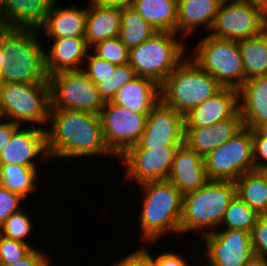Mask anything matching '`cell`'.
Listing matches in <instances>:
<instances>
[{"instance_id":"obj_1","label":"cell","mask_w":267,"mask_h":266,"mask_svg":"<svg viewBox=\"0 0 267 266\" xmlns=\"http://www.w3.org/2000/svg\"><path fill=\"white\" fill-rule=\"evenodd\" d=\"M48 121L52 125L45 128L50 159H78L102 155L117 160L105 144L100 115L50 109Z\"/></svg>"},{"instance_id":"obj_2","label":"cell","mask_w":267,"mask_h":266,"mask_svg":"<svg viewBox=\"0 0 267 266\" xmlns=\"http://www.w3.org/2000/svg\"><path fill=\"white\" fill-rule=\"evenodd\" d=\"M41 32L34 28L0 26V42L7 63L0 71V83L48 82L45 71V46L39 40ZM40 35V36H39Z\"/></svg>"},{"instance_id":"obj_3","label":"cell","mask_w":267,"mask_h":266,"mask_svg":"<svg viewBox=\"0 0 267 266\" xmlns=\"http://www.w3.org/2000/svg\"><path fill=\"white\" fill-rule=\"evenodd\" d=\"M143 191L140 213V241L157 243L166 233L180 234L183 195L169 181L138 185Z\"/></svg>"},{"instance_id":"obj_4","label":"cell","mask_w":267,"mask_h":266,"mask_svg":"<svg viewBox=\"0 0 267 266\" xmlns=\"http://www.w3.org/2000/svg\"><path fill=\"white\" fill-rule=\"evenodd\" d=\"M235 196L234 181L218 180H209L198 190L183 195L180 234L192 230L202 232V236L215 232Z\"/></svg>"},{"instance_id":"obj_5","label":"cell","mask_w":267,"mask_h":266,"mask_svg":"<svg viewBox=\"0 0 267 266\" xmlns=\"http://www.w3.org/2000/svg\"><path fill=\"white\" fill-rule=\"evenodd\" d=\"M223 87L189 56L160 85V100L182 115Z\"/></svg>"},{"instance_id":"obj_6","label":"cell","mask_w":267,"mask_h":266,"mask_svg":"<svg viewBox=\"0 0 267 266\" xmlns=\"http://www.w3.org/2000/svg\"><path fill=\"white\" fill-rule=\"evenodd\" d=\"M178 35L157 31L139 46L131 48L129 64L136 75L161 85L186 57V44Z\"/></svg>"},{"instance_id":"obj_7","label":"cell","mask_w":267,"mask_h":266,"mask_svg":"<svg viewBox=\"0 0 267 266\" xmlns=\"http://www.w3.org/2000/svg\"><path fill=\"white\" fill-rule=\"evenodd\" d=\"M49 110L48 82L0 83V118L9 119L23 127L29 124V127L45 129L44 126L39 125L48 122Z\"/></svg>"},{"instance_id":"obj_8","label":"cell","mask_w":267,"mask_h":266,"mask_svg":"<svg viewBox=\"0 0 267 266\" xmlns=\"http://www.w3.org/2000/svg\"><path fill=\"white\" fill-rule=\"evenodd\" d=\"M194 54L189 56L222 87L239 89L245 82V71L237 41L203 36Z\"/></svg>"},{"instance_id":"obj_9","label":"cell","mask_w":267,"mask_h":266,"mask_svg":"<svg viewBox=\"0 0 267 266\" xmlns=\"http://www.w3.org/2000/svg\"><path fill=\"white\" fill-rule=\"evenodd\" d=\"M50 109L75 110L96 115L105 102L96 84L82 71H63L48 76Z\"/></svg>"},{"instance_id":"obj_10","label":"cell","mask_w":267,"mask_h":266,"mask_svg":"<svg viewBox=\"0 0 267 266\" xmlns=\"http://www.w3.org/2000/svg\"><path fill=\"white\" fill-rule=\"evenodd\" d=\"M209 180L235 181L255 170L252 129L243 127L234 137L204 156Z\"/></svg>"},{"instance_id":"obj_11","label":"cell","mask_w":267,"mask_h":266,"mask_svg":"<svg viewBox=\"0 0 267 266\" xmlns=\"http://www.w3.org/2000/svg\"><path fill=\"white\" fill-rule=\"evenodd\" d=\"M267 29V15L246 1L222 2L209 35L233 41L255 37Z\"/></svg>"},{"instance_id":"obj_12","label":"cell","mask_w":267,"mask_h":266,"mask_svg":"<svg viewBox=\"0 0 267 266\" xmlns=\"http://www.w3.org/2000/svg\"><path fill=\"white\" fill-rule=\"evenodd\" d=\"M149 113H135L129 109L105 102L100 119L102 133L108 150L118 159L128 148L139 141Z\"/></svg>"},{"instance_id":"obj_13","label":"cell","mask_w":267,"mask_h":266,"mask_svg":"<svg viewBox=\"0 0 267 266\" xmlns=\"http://www.w3.org/2000/svg\"><path fill=\"white\" fill-rule=\"evenodd\" d=\"M181 145L127 149L118 159L125 164V178L140 185L147 182L165 181L173 160Z\"/></svg>"},{"instance_id":"obj_14","label":"cell","mask_w":267,"mask_h":266,"mask_svg":"<svg viewBox=\"0 0 267 266\" xmlns=\"http://www.w3.org/2000/svg\"><path fill=\"white\" fill-rule=\"evenodd\" d=\"M207 266H243L253 255L251 233L238 229H217L203 235Z\"/></svg>"},{"instance_id":"obj_15","label":"cell","mask_w":267,"mask_h":266,"mask_svg":"<svg viewBox=\"0 0 267 266\" xmlns=\"http://www.w3.org/2000/svg\"><path fill=\"white\" fill-rule=\"evenodd\" d=\"M184 132V115L160 100L148 114L146 127L139 141L128 149L183 145Z\"/></svg>"},{"instance_id":"obj_16","label":"cell","mask_w":267,"mask_h":266,"mask_svg":"<svg viewBox=\"0 0 267 266\" xmlns=\"http://www.w3.org/2000/svg\"><path fill=\"white\" fill-rule=\"evenodd\" d=\"M49 160L46 147V131L39 127H20L3 148L0 155V165H23L37 168L35 161Z\"/></svg>"},{"instance_id":"obj_17","label":"cell","mask_w":267,"mask_h":266,"mask_svg":"<svg viewBox=\"0 0 267 266\" xmlns=\"http://www.w3.org/2000/svg\"><path fill=\"white\" fill-rule=\"evenodd\" d=\"M239 112V92L223 87L218 93L184 115L185 128L213 126Z\"/></svg>"},{"instance_id":"obj_18","label":"cell","mask_w":267,"mask_h":266,"mask_svg":"<svg viewBox=\"0 0 267 266\" xmlns=\"http://www.w3.org/2000/svg\"><path fill=\"white\" fill-rule=\"evenodd\" d=\"M167 181L182 195L198 190L209 181L204 157L185 144L181 145L176 152Z\"/></svg>"},{"instance_id":"obj_19","label":"cell","mask_w":267,"mask_h":266,"mask_svg":"<svg viewBox=\"0 0 267 266\" xmlns=\"http://www.w3.org/2000/svg\"><path fill=\"white\" fill-rule=\"evenodd\" d=\"M55 0L50 7L43 25L39 28L40 32H45L50 39H62L68 37L85 38L87 7L76 5L69 7L58 6Z\"/></svg>"},{"instance_id":"obj_20","label":"cell","mask_w":267,"mask_h":266,"mask_svg":"<svg viewBox=\"0 0 267 266\" xmlns=\"http://www.w3.org/2000/svg\"><path fill=\"white\" fill-rule=\"evenodd\" d=\"M51 43L50 48L44 49L47 76L63 71L82 70L87 54L91 50L85 38L52 39Z\"/></svg>"},{"instance_id":"obj_21","label":"cell","mask_w":267,"mask_h":266,"mask_svg":"<svg viewBox=\"0 0 267 266\" xmlns=\"http://www.w3.org/2000/svg\"><path fill=\"white\" fill-rule=\"evenodd\" d=\"M55 0H0V26L39 29Z\"/></svg>"},{"instance_id":"obj_22","label":"cell","mask_w":267,"mask_h":266,"mask_svg":"<svg viewBox=\"0 0 267 266\" xmlns=\"http://www.w3.org/2000/svg\"><path fill=\"white\" fill-rule=\"evenodd\" d=\"M238 92L244 126L256 130L267 122V75L246 80Z\"/></svg>"},{"instance_id":"obj_23","label":"cell","mask_w":267,"mask_h":266,"mask_svg":"<svg viewBox=\"0 0 267 266\" xmlns=\"http://www.w3.org/2000/svg\"><path fill=\"white\" fill-rule=\"evenodd\" d=\"M221 3L220 0H178L176 34L187 38L198 28L210 31Z\"/></svg>"},{"instance_id":"obj_24","label":"cell","mask_w":267,"mask_h":266,"mask_svg":"<svg viewBox=\"0 0 267 266\" xmlns=\"http://www.w3.org/2000/svg\"><path fill=\"white\" fill-rule=\"evenodd\" d=\"M160 101V85L155 81L137 76L117 91L114 104L135 113H150Z\"/></svg>"},{"instance_id":"obj_25","label":"cell","mask_w":267,"mask_h":266,"mask_svg":"<svg viewBox=\"0 0 267 266\" xmlns=\"http://www.w3.org/2000/svg\"><path fill=\"white\" fill-rule=\"evenodd\" d=\"M85 39L91 48L95 43L118 37L121 25V9L101 6L88 1Z\"/></svg>"},{"instance_id":"obj_26","label":"cell","mask_w":267,"mask_h":266,"mask_svg":"<svg viewBox=\"0 0 267 266\" xmlns=\"http://www.w3.org/2000/svg\"><path fill=\"white\" fill-rule=\"evenodd\" d=\"M132 7L156 31L176 33L178 0H134Z\"/></svg>"},{"instance_id":"obj_27","label":"cell","mask_w":267,"mask_h":266,"mask_svg":"<svg viewBox=\"0 0 267 266\" xmlns=\"http://www.w3.org/2000/svg\"><path fill=\"white\" fill-rule=\"evenodd\" d=\"M234 183L239 199L259 214H267V176L263 170L246 172Z\"/></svg>"},{"instance_id":"obj_28","label":"cell","mask_w":267,"mask_h":266,"mask_svg":"<svg viewBox=\"0 0 267 266\" xmlns=\"http://www.w3.org/2000/svg\"><path fill=\"white\" fill-rule=\"evenodd\" d=\"M245 81L254 77L267 75V29L261 34L238 41Z\"/></svg>"},{"instance_id":"obj_29","label":"cell","mask_w":267,"mask_h":266,"mask_svg":"<svg viewBox=\"0 0 267 266\" xmlns=\"http://www.w3.org/2000/svg\"><path fill=\"white\" fill-rule=\"evenodd\" d=\"M37 168L25 167L23 165H0V185L21 195L27 199L28 195L34 193L38 188Z\"/></svg>"},{"instance_id":"obj_30","label":"cell","mask_w":267,"mask_h":266,"mask_svg":"<svg viewBox=\"0 0 267 266\" xmlns=\"http://www.w3.org/2000/svg\"><path fill=\"white\" fill-rule=\"evenodd\" d=\"M156 32L133 7L121 9V25L118 37L129 50L139 46Z\"/></svg>"},{"instance_id":"obj_31","label":"cell","mask_w":267,"mask_h":266,"mask_svg":"<svg viewBox=\"0 0 267 266\" xmlns=\"http://www.w3.org/2000/svg\"><path fill=\"white\" fill-rule=\"evenodd\" d=\"M259 216L260 214L257 211L235 196L228 205L218 229H238L251 233Z\"/></svg>"},{"instance_id":"obj_32","label":"cell","mask_w":267,"mask_h":266,"mask_svg":"<svg viewBox=\"0 0 267 266\" xmlns=\"http://www.w3.org/2000/svg\"><path fill=\"white\" fill-rule=\"evenodd\" d=\"M31 221L30 214L21 208L19 211L11 214L0 226V235L8 239L30 244L27 237L33 232V222Z\"/></svg>"},{"instance_id":"obj_33","label":"cell","mask_w":267,"mask_h":266,"mask_svg":"<svg viewBox=\"0 0 267 266\" xmlns=\"http://www.w3.org/2000/svg\"><path fill=\"white\" fill-rule=\"evenodd\" d=\"M137 77L130 64L117 65L114 74L108 79H102L96 84L100 97L104 102L112 101L118 90Z\"/></svg>"},{"instance_id":"obj_34","label":"cell","mask_w":267,"mask_h":266,"mask_svg":"<svg viewBox=\"0 0 267 266\" xmlns=\"http://www.w3.org/2000/svg\"><path fill=\"white\" fill-rule=\"evenodd\" d=\"M184 144L204 157L216 148L215 130L212 126L185 128Z\"/></svg>"},{"instance_id":"obj_35","label":"cell","mask_w":267,"mask_h":266,"mask_svg":"<svg viewBox=\"0 0 267 266\" xmlns=\"http://www.w3.org/2000/svg\"><path fill=\"white\" fill-rule=\"evenodd\" d=\"M91 48L94 49L93 54L95 56L112 64L122 65L129 63V49L121 42L119 37L99 41Z\"/></svg>"},{"instance_id":"obj_36","label":"cell","mask_w":267,"mask_h":266,"mask_svg":"<svg viewBox=\"0 0 267 266\" xmlns=\"http://www.w3.org/2000/svg\"><path fill=\"white\" fill-rule=\"evenodd\" d=\"M35 247L0 235V266L11 265L26 257Z\"/></svg>"},{"instance_id":"obj_37","label":"cell","mask_w":267,"mask_h":266,"mask_svg":"<svg viewBox=\"0 0 267 266\" xmlns=\"http://www.w3.org/2000/svg\"><path fill=\"white\" fill-rule=\"evenodd\" d=\"M86 59L87 60H85L81 71L84 72L95 84L101 82L102 79L110 78L114 74L117 66L95 56L90 51L88 52Z\"/></svg>"},{"instance_id":"obj_38","label":"cell","mask_w":267,"mask_h":266,"mask_svg":"<svg viewBox=\"0 0 267 266\" xmlns=\"http://www.w3.org/2000/svg\"><path fill=\"white\" fill-rule=\"evenodd\" d=\"M243 127L244 123L240 112L232 118L214 124L212 128L215 130L216 148L234 137Z\"/></svg>"},{"instance_id":"obj_39","label":"cell","mask_w":267,"mask_h":266,"mask_svg":"<svg viewBox=\"0 0 267 266\" xmlns=\"http://www.w3.org/2000/svg\"><path fill=\"white\" fill-rule=\"evenodd\" d=\"M24 201L25 199L21 195L11 192L0 185V226L11 214L23 208L20 206Z\"/></svg>"},{"instance_id":"obj_40","label":"cell","mask_w":267,"mask_h":266,"mask_svg":"<svg viewBox=\"0 0 267 266\" xmlns=\"http://www.w3.org/2000/svg\"><path fill=\"white\" fill-rule=\"evenodd\" d=\"M253 252L267 259V214H260L251 231Z\"/></svg>"},{"instance_id":"obj_41","label":"cell","mask_w":267,"mask_h":266,"mask_svg":"<svg viewBox=\"0 0 267 266\" xmlns=\"http://www.w3.org/2000/svg\"><path fill=\"white\" fill-rule=\"evenodd\" d=\"M114 266H156V263L154 255L144 245L118 260Z\"/></svg>"},{"instance_id":"obj_42","label":"cell","mask_w":267,"mask_h":266,"mask_svg":"<svg viewBox=\"0 0 267 266\" xmlns=\"http://www.w3.org/2000/svg\"><path fill=\"white\" fill-rule=\"evenodd\" d=\"M252 137L255 170H264L267 168V137L257 129L252 130Z\"/></svg>"},{"instance_id":"obj_43","label":"cell","mask_w":267,"mask_h":266,"mask_svg":"<svg viewBox=\"0 0 267 266\" xmlns=\"http://www.w3.org/2000/svg\"><path fill=\"white\" fill-rule=\"evenodd\" d=\"M52 260L38 248H34L26 257L8 266H52Z\"/></svg>"},{"instance_id":"obj_44","label":"cell","mask_w":267,"mask_h":266,"mask_svg":"<svg viewBox=\"0 0 267 266\" xmlns=\"http://www.w3.org/2000/svg\"><path fill=\"white\" fill-rule=\"evenodd\" d=\"M155 263L156 266H190L183 256L173 251H164V253L158 254L155 257Z\"/></svg>"},{"instance_id":"obj_45","label":"cell","mask_w":267,"mask_h":266,"mask_svg":"<svg viewBox=\"0 0 267 266\" xmlns=\"http://www.w3.org/2000/svg\"><path fill=\"white\" fill-rule=\"evenodd\" d=\"M21 126L10 121L0 118V155L3 148L8 144L9 140L12 138L13 134Z\"/></svg>"},{"instance_id":"obj_46","label":"cell","mask_w":267,"mask_h":266,"mask_svg":"<svg viewBox=\"0 0 267 266\" xmlns=\"http://www.w3.org/2000/svg\"><path fill=\"white\" fill-rule=\"evenodd\" d=\"M101 6L126 9L133 6L134 0H90Z\"/></svg>"},{"instance_id":"obj_47","label":"cell","mask_w":267,"mask_h":266,"mask_svg":"<svg viewBox=\"0 0 267 266\" xmlns=\"http://www.w3.org/2000/svg\"><path fill=\"white\" fill-rule=\"evenodd\" d=\"M243 266H267V259L254 254Z\"/></svg>"},{"instance_id":"obj_48","label":"cell","mask_w":267,"mask_h":266,"mask_svg":"<svg viewBox=\"0 0 267 266\" xmlns=\"http://www.w3.org/2000/svg\"><path fill=\"white\" fill-rule=\"evenodd\" d=\"M254 7L259 8L265 15H267V0H243Z\"/></svg>"},{"instance_id":"obj_49","label":"cell","mask_w":267,"mask_h":266,"mask_svg":"<svg viewBox=\"0 0 267 266\" xmlns=\"http://www.w3.org/2000/svg\"><path fill=\"white\" fill-rule=\"evenodd\" d=\"M7 63V58L5 57L2 44L0 42V71L2 69V66Z\"/></svg>"},{"instance_id":"obj_50","label":"cell","mask_w":267,"mask_h":266,"mask_svg":"<svg viewBox=\"0 0 267 266\" xmlns=\"http://www.w3.org/2000/svg\"><path fill=\"white\" fill-rule=\"evenodd\" d=\"M257 130L264 136L267 137V122L260 125Z\"/></svg>"},{"instance_id":"obj_51","label":"cell","mask_w":267,"mask_h":266,"mask_svg":"<svg viewBox=\"0 0 267 266\" xmlns=\"http://www.w3.org/2000/svg\"><path fill=\"white\" fill-rule=\"evenodd\" d=\"M221 2H227V1H238V0H220Z\"/></svg>"},{"instance_id":"obj_52","label":"cell","mask_w":267,"mask_h":266,"mask_svg":"<svg viewBox=\"0 0 267 266\" xmlns=\"http://www.w3.org/2000/svg\"><path fill=\"white\" fill-rule=\"evenodd\" d=\"M265 175L267 176V168L263 170Z\"/></svg>"}]
</instances>
